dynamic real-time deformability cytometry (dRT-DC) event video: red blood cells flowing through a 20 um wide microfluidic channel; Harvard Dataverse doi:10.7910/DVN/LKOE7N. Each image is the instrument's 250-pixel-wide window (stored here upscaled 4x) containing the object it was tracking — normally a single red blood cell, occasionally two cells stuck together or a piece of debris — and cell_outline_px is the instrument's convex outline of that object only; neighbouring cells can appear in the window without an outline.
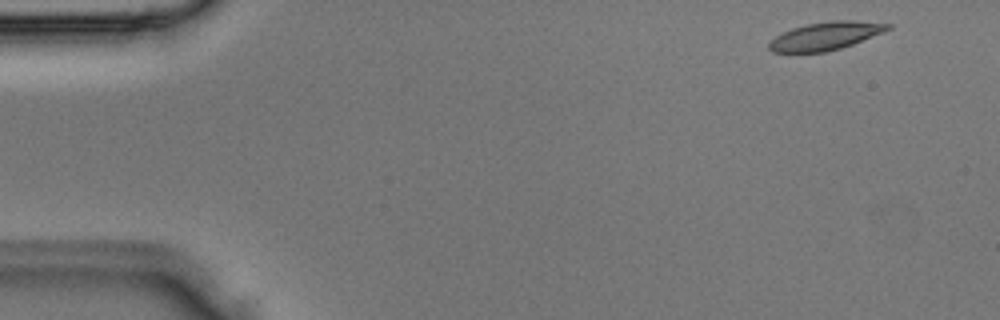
{"species": "Egyptian fruit bat (a non-hibernating species)", "species_latin": "Rousettus aegyptiacus", "temperature_condition": "room temperature", "stored_images_in_passage": 3, "camera_frame_rate_fps": 3000, "um_per_image_px": 0.085, "animal": {"sex": "male"}, "frame": {"image": 1, "passage_image": 1, "time_ms": 0.0, "image_size_px": [1000, 320], "cell_outline_px": [[892, 28], [884, 32], [852, 44], [840, 48], [824, 52], [772, 52], [768, 48], [768, 44], [776, 36], [792, 28], [808, 24], [832, 20], [852, 20], [892, 24]], "centroid_in_image_um": [70.2, 3.05], "position_along_channel_um": 14.8, "area_um2": 19.19}}
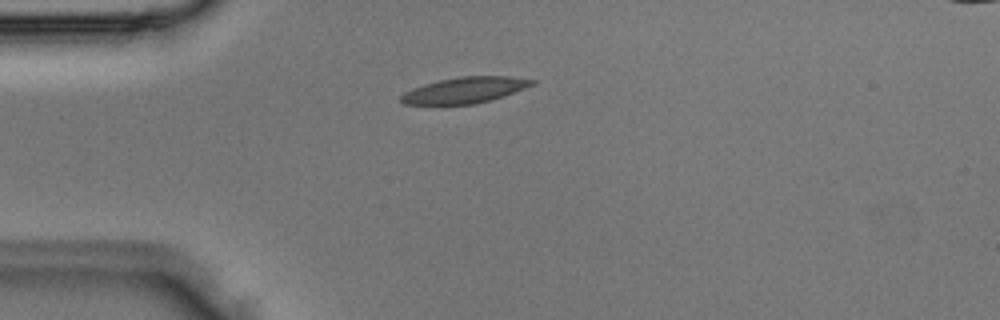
{"frame": {"image": 2, "passage_image": 3, "time_ms": 0.667, "image_size_px": [1000, 320], "cell_outline_px": [[536, 84], [504, 96], [492, 100], [476, 104], [404, 104], [400, 100], [400, 96], [404, 92], [412, 88], [424, 84], [440, 80], [460, 76], [508, 76], [536, 80]], "centroid_in_image_um": [39.53, 7.66], "position_along_channel_um": 45.5, "area_um2": 19.88}}